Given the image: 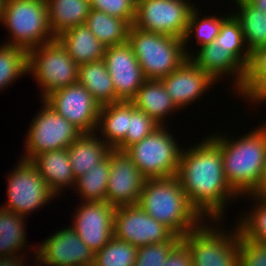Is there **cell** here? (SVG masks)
Here are the masks:
<instances>
[{"instance_id": "cell-1", "label": "cell", "mask_w": 266, "mask_h": 266, "mask_svg": "<svg viewBox=\"0 0 266 266\" xmlns=\"http://www.w3.org/2000/svg\"><path fill=\"white\" fill-rule=\"evenodd\" d=\"M191 147L182 151L176 177L199 214L219 221L227 198L237 196L226 181L221 148L212 136Z\"/></svg>"}, {"instance_id": "cell-2", "label": "cell", "mask_w": 266, "mask_h": 266, "mask_svg": "<svg viewBox=\"0 0 266 266\" xmlns=\"http://www.w3.org/2000/svg\"><path fill=\"white\" fill-rule=\"evenodd\" d=\"M212 138L221 148L227 183L239 196L253 193L266 169V123L235 141L223 135Z\"/></svg>"}, {"instance_id": "cell-3", "label": "cell", "mask_w": 266, "mask_h": 266, "mask_svg": "<svg viewBox=\"0 0 266 266\" xmlns=\"http://www.w3.org/2000/svg\"><path fill=\"white\" fill-rule=\"evenodd\" d=\"M138 205L181 238L197 228L203 220L188 201L176 176L146 179Z\"/></svg>"}, {"instance_id": "cell-4", "label": "cell", "mask_w": 266, "mask_h": 266, "mask_svg": "<svg viewBox=\"0 0 266 266\" xmlns=\"http://www.w3.org/2000/svg\"><path fill=\"white\" fill-rule=\"evenodd\" d=\"M127 42L146 79L160 80L188 59L181 38L143 31L131 25Z\"/></svg>"}, {"instance_id": "cell-5", "label": "cell", "mask_w": 266, "mask_h": 266, "mask_svg": "<svg viewBox=\"0 0 266 266\" xmlns=\"http://www.w3.org/2000/svg\"><path fill=\"white\" fill-rule=\"evenodd\" d=\"M0 22L13 37L6 45L27 52L56 39L48 24L46 0H4Z\"/></svg>"}, {"instance_id": "cell-6", "label": "cell", "mask_w": 266, "mask_h": 266, "mask_svg": "<svg viewBox=\"0 0 266 266\" xmlns=\"http://www.w3.org/2000/svg\"><path fill=\"white\" fill-rule=\"evenodd\" d=\"M164 128L160 125L126 150L146 179L170 178L178 172L183 149Z\"/></svg>"}, {"instance_id": "cell-7", "label": "cell", "mask_w": 266, "mask_h": 266, "mask_svg": "<svg viewBox=\"0 0 266 266\" xmlns=\"http://www.w3.org/2000/svg\"><path fill=\"white\" fill-rule=\"evenodd\" d=\"M27 64L28 73H33L42 86L43 98L56 89L77 82L78 65L57 39L30 49Z\"/></svg>"}, {"instance_id": "cell-8", "label": "cell", "mask_w": 266, "mask_h": 266, "mask_svg": "<svg viewBox=\"0 0 266 266\" xmlns=\"http://www.w3.org/2000/svg\"><path fill=\"white\" fill-rule=\"evenodd\" d=\"M204 225L201 222L182 237L190 251L192 266H239L238 227L232 230L234 233L225 234L222 229Z\"/></svg>"}, {"instance_id": "cell-9", "label": "cell", "mask_w": 266, "mask_h": 266, "mask_svg": "<svg viewBox=\"0 0 266 266\" xmlns=\"http://www.w3.org/2000/svg\"><path fill=\"white\" fill-rule=\"evenodd\" d=\"M37 117L34 118L27 133L25 157L32 160L43 152L68 148L82 132L60 116L45 101Z\"/></svg>"}, {"instance_id": "cell-10", "label": "cell", "mask_w": 266, "mask_h": 266, "mask_svg": "<svg viewBox=\"0 0 266 266\" xmlns=\"http://www.w3.org/2000/svg\"><path fill=\"white\" fill-rule=\"evenodd\" d=\"M194 7L187 0H137L133 26L183 39Z\"/></svg>"}, {"instance_id": "cell-11", "label": "cell", "mask_w": 266, "mask_h": 266, "mask_svg": "<svg viewBox=\"0 0 266 266\" xmlns=\"http://www.w3.org/2000/svg\"><path fill=\"white\" fill-rule=\"evenodd\" d=\"M12 172L8 176L9 201L1 208L26 217L50 199L56 198L31 160L22 159Z\"/></svg>"}, {"instance_id": "cell-12", "label": "cell", "mask_w": 266, "mask_h": 266, "mask_svg": "<svg viewBox=\"0 0 266 266\" xmlns=\"http://www.w3.org/2000/svg\"><path fill=\"white\" fill-rule=\"evenodd\" d=\"M43 101L82 133L96 132L101 104L80 83L56 89Z\"/></svg>"}, {"instance_id": "cell-13", "label": "cell", "mask_w": 266, "mask_h": 266, "mask_svg": "<svg viewBox=\"0 0 266 266\" xmlns=\"http://www.w3.org/2000/svg\"><path fill=\"white\" fill-rule=\"evenodd\" d=\"M114 237L141 247L168 241L174 233L149 216L138 204L115 208Z\"/></svg>"}, {"instance_id": "cell-14", "label": "cell", "mask_w": 266, "mask_h": 266, "mask_svg": "<svg viewBox=\"0 0 266 266\" xmlns=\"http://www.w3.org/2000/svg\"><path fill=\"white\" fill-rule=\"evenodd\" d=\"M106 201L112 206L137 205L146 178L126 151L111 148Z\"/></svg>"}, {"instance_id": "cell-15", "label": "cell", "mask_w": 266, "mask_h": 266, "mask_svg": "<svg viewBox=\"0 0 266 266\" xmlns=\"http://www.w3.org/2000/svg\"><path fill=\"white\" fill-rule=\"evenodd\" d=\"M114 214L115 207L107 201H85L71 228L95 254L114 237Z\"/></svg>"}, {"instance_id": "cell-16", "label": "cell", "mask_w": 266, "mask_h": 266, "mask_svg": "<svg viewBox=\"0 0 266 266\" xmlns=\"http://www.w3.org/2000/svg\"><path fill=\"white\" fill-rule=\"evenodd\" d=\"M34 252L40 266H92L94 252L67 227L47 238Z\"/></svg>"}, {"instance_id": "cell-17", "label": "cell", "mask_w": 266, "mask_h": 266, "mask_svg": "<svg viewBox=\"0 0 266 266\" xmlns=\"http://www.w3.org/2000/svg\"><path fill=\"white\" fill-rule=\"evenodd\" d=\"M103 61L112 78L116 97L120 101H131L146 78L130 44L106 47Z\"/></svg>"}, {"instance_id": "cell-18", "label": "cell", "mask_w": 266, "mask_h": 266, "mask_svg": "<svg viewBox=\"0 0 266 266\" xmlns=\"http://www.w3.org/2000/svg\"><path fill=\"white\" fill-rule=\"evenodd\" d=\"M175 105L187 106L216 81L206 72L198 68L189 58L175 71L160 79Z\"/></svg>"}, {"instance_id": "cell-19", "label": "cell", "mask_w": 266, "mask_h": 266, "mask_svg": "<svg viewBox=\"0 0 266 266\" xmlns=\"http://www.w3.org/2000/svg\"><path fill=\"white\" fill-rule=\"evenodd\" d=\"M198 56L189 59L215 81L221 75H235V84L239 91L244 84L246 67L228 50L218 45L216 40L199 48ZM195 57V58H194ZM230 73V74H229ZM233 73V74H232Z\"/></svg>"}, {"instance_id": "cell-20", "label": "cell", "mask_w": 266, "mask_h": 266, "mask_svg": "<svg viewBox=\"0 0 266 266\" xmlns=\"http://www.w3.org/2000/svg\"><path fill=\"white\" fill-rule=\"evenodd\" d=\"M31 161L36 165L39 175L56 196L60 190L64 189L63 186L72 187L75 185L76 179L72 172L67 148L40 153Z\"/></svg>"}, {"instance_id": "cell-21", "label": "cell", "mask_w": 266, "mask_h": 266, "mask_svg": "<svg viewBox=\"0 0 266 266\" xmlns=\"http://www.w3.org/2000/svg\"><path fill=\"white\" fill-rule=\"evenodd\" d=\"M56 39L78 66L102 60L104 57L106 46L95 37L86 24L66 30Z\"/></svg>"}, {"instance_id": "cell-22", "label": "cell", "mask_w": 266, "mask_h": 266, "mask_svg": "<svg viewBox=\"0 0 266 266\" xmlns=\"http://www.w3.org/2000/svg\"><path fill=\"white\" fill-rule=\"evenodd\" d=\"M102 140L94 132L82 133L67 148L75 179L96 167L108 156L111 148Z\"/></svg>"}, {"instance_id": "cell-23", "label": "cell", "mask_w": 266, "mask_h": 266, "mask_svg": "<svg viewBox=\"0 0 266 266\" xmlns=\"http://www.w3.org/2000/svg\"><path fill=\"white\" fill-rule=\"evenodd\" d=\"M131 102L136 109L145 112L160 125H164L163 118L169 112L179 109L170 98L162 81L156 79H146Z\"/></svg>"}, {"instance_id": "cell-24", "label": "cell", "mask_w": 266, "mask_h": 266, "mask_svg": "<svg viewBox=\"0 0 266 266\" xmlns=\"http://www.w3.org/2000/svg\"><path fill=\"white\" fill-rule=\"evenodd\" d=\"M48 24L56 38L74 26L85 24L91 10L90 0H46Z\"/></svg>"}, {"instance_id": "cell-25", "label": "cell", "mask_w": 266, "mask_h": 266, "mask_svg": "<svg viewBox=\"0 0 266 266\" xmlns=\"http://www.w3.org/2000/svg\"><path fill=\"white\" fill-rule=\"evenodd\" d=\"M77 82L101 105L120 102L103 59L78 66Z\"/></svg>"}, {"instance_id": "cell-26", "label": "cell", "mask_w": 266, "mask_h": 266, "mask_svg": "<svg viewBox=\"0 0 266 266\" xmlns=\"http://www.w3.org/2000/svg\"><path fill=\"white\" fill-rule=\"evenodd\" d=\"M129 125V101H120L101 105L96 130L106 137L103 141L116 148L126 137ZM101 128V129H100Z\"/></svg>"}, {"instance_id": "cell-27", "label": "cell", "mask_w": 266, "mask_h": 266, "mask_svg": "<svg viewBox=\"0 0 266 266\" xmlns=\"http://www.w3.org/2000/svg\"><path fill=\"white\" fill-rule=\"evenodd\" d=\"M85 24L106 47L128 41L131 25L121 18L91 8Z\"/></svg>"}, {"instance_id": "cell-28", "label": "cell", "mask_w": 266, "mask_h": 266, "mask_svg": "<svg viewBox=\"0 0 266 266\" xmlns=\"http://www.w3.org/2000/svg\"><path fill=\"white\" fill-rule=\"evenodd\" d=\"M239 13L234 14L239 21L245 49L251 54L256 49L266 45V13L255 8L247 0H235Z\"/></svg>"}, {"instance_id": "cell-29", "label": "cell", "mask_w": 266, "mask_h": 266, "mask_svg": "<svg viewBox=\"0 0 266 266\" xmlns=\"http://www.w3.org/2000/svg\"><path fill=\"white\" fill-rule=\"evenodd\" d=\"M238 93L252 102H266V45L251 53L244 84Z\"/></svg>"}, {"instance_id": "cell-30", "label": "cell", "mask_w": 266, "mask_h": 266, "mask_svg": "<svg viewBox=\"0 0 266 266\" xmlns=\"http://www.w3.org/2000/svg\"><path fill=\"white\" fill-rule=\"evenodd\" d=\"M24 219L21 215L0 208V257L17 255L18 250L25 246Z\"/></svg>"}, {"instance_id": "cell-31", "label": "cell", "mask_w": 266, "mask_h": 266, "mask_svg": "<svg viewBox=\"0 0 266 266\" xmlns=\"http://www.w3.org/2000/svg\"><path fill=\"white\" fill-rule=\"evenodd\" d=\"M110 175V157L107 156L96 167L76 178L75 186L82 198L89 201H106L107 184Z\"/></svg>"}, {"instance_id": "cell-32", "label": "cell", "mask_w": 266, "mask_h": 266, "mask_svg": "<svg viewBox=\"0 0 266 266\" xmlns=\"http://www.w3.org/2000/svg\"><path fill=\"white\" fill-rule=\"evenodd\" d=\"M28 74L27 51L20 47H0V90L21 75Z\"/></svg>"}, {"instance_id": "cell-33", "label": "cell", "mask_w": 266, "mask_h": 266, "mask_svg": "<svg viewBox=\"0 0 266 266\" xmlns=\"http://www.w3.org/2000/svg\"><path fill=\"white\" fill-rule=\"evenodd\" d=\"M137 247L113 237L94 255L92 266H134Z\"/></svg>"}, {"instance_id": "cell-34", "label": "cell", "mask_w": 266, "mask_h": 266, "mask_svg": "<svg viewBox=\"0 0 266 266\" xmlns=\"http://www.w3.org/2000/svg\"><path fill=\"white\" fill-rule=\"evenodd\" d=\"M215 40L218 45L228 49L246 68L248 67L251 54L247 50H243V43L245 42L242 29L234 15H227V18L220 26L219 34Z\"/></svg>"}, {"instance_id": "cell-35", "label": "cell", "mask_w": 266, "mask_h": 266, "mask_svg": "<svg viewBox=\"0 0 266 266\" xmlns=\"http://www.w3.org/2000/svg\"><path fill=\"white\" fill-rule=\"evenodd\" d=\"M198 11L196 8H194L190 14L189 21L187 24L186 33L183 37V44L185 53L188 56V58L191 56V54L187 53V48L185 44H187V41H189V38L192 36L191 34H196L195 37L198 38V41L200 46H204L206 44H210L212 41L216 39V37L219 34L220 26L222 22L227 18L224 16V18H217L214 16H207L200 20L198 18ZM196 28V29H195ZM195 30V32H194Z\"/></svg>"}, {"instance_id": "cell-36", "label": "cell", "mask_w": 266, "mask_h": 266, "mask_svg": "<svg viewBox=\"0 0 266 266\" xmlns=\"http://www.w3.org/2000/svg\"><path fill=\"white\" fill-rule=\"evenodd\" d=\"M257 200V208L249 214L245 215V218L241 217L238 227L239 234L247 239L256 243L264 244L266 242V200L263 198L256 197L252 193L248 194Z\"/></svg>"}, {"instance_id": "cell-37", "label": "cell", "mask_w": 266, "mask_h": 266, "mask_svg": "<svg viewBox=\"0 0 266 266\" xmlns=\"http://www.w3.org/2000/svg\"><path fill=\"white\" fill-rule=\"evenodd\" d=\"M158 124L153 118L145 112L135 108L129 101V125L125 139L116 147L118 150L126 151L130 146L138 143L143 138L156 130Z\"/></svg>"}, {"instance_id": "cell-38", "label": "cell", "mask_w": 266, "mask_h": 266, "mask_svg": "<svg viewBox=\"0 0 266 266\" xmlns=\"http://www.w3.org/2000/svg\"><path fill=\"white\" fill-rule=\"evenodd\" d=\"M182 241L173 235L168 241L138 247L134 266H164L171 251Z\"/></svg>"}, {"instance_id": "cell-39", "label": "cell", "mask_w": 266, "mask_h": 266, "mask_svg": "<svg viewBox=\"0 0 266 266\" xmlns=\"http://www.w3.org/2000/svg\"><path fill=\"white\" fill-rule=\"evenodd\" d=\"M137 0H90L92 9L126 20L133 25Z\"/></svg>"}, {"instance_id": "cell-40", "label": "cell", "mask_w": 266, "mask_h": 266, "mask_svg": "<svg viewBox=\"0 0 266 266\" xmlns=\"http://www.w3.org/2000/svg\"><path fill=\"white\" fill-rule=\"evenodd\" d=\"M239 266H266V245L238 236Z\"/></svg>"}, {"instance_id": "cell-41", "label": "cell", "mask_w": 266, "mask_h": 266, "mask_svg": "<svg viewBox=\"0 0 266 266\" xmlns=\"http://www.w3.org/2000/svg\"><path fill=\"white\" fill-rule=\"evenodd\" d=\"M164 266H192L190 251L182 241L171 251Z\"/></svg>"}, {"instance_id": "cell-42", "label": "cell", "mask_w": 266, "mask_h": 266, "mask_svg": "<svg viewBox=\"0 0 266 266\" xmlns=\"http://www.w3.org/2000/svg\"><path fill=\"white\" fill-rule=\"evenodd\" d=\"M22 263L24 262L18 258V255L0 257V266H24Z\"/></svg>"}, {"instance_id": "cell-43", "label": "cell", "mask_w": 266, "mask_h": 266, "mask_svg": "<svg viewBox=\"0 0 266 266\" xmlns=\"http://www.w3.org/2000/svg\"><path fill=\"white\" fill-rule=\"evenodd\" d=\"M252 194L255 195L256 197L263 198L266 200V169L263 173V177L261 179L259 186Z\"/></svg>"}, {"instance_id": "cell-44", "label": "cell", "mask_w": 266, "mask_h": 266, "mask_svg": "<svg viewBox=\"0 0 266 266\" xmlns=\"http://www.w3.org/2000/svg\"><path fill=\"white\" fill-rule=\"evenodd\" d=\"M251 5L255 8L261 10L266 13V0H247Z\"/></svg>"}, {"instance_id": "cell-45", "label": "cell", "mask_w": 266, "mask_h": 266, "mask_svg": "<svg viewBox=\"0 0 266 266\" xmlns=\"http://www.w3.org/2000/svg\"><path fill=\"white\" fill-rule=\"evenodd\" d=\"M4 0H0V21L2 16V9H3Z\"/></svg>"}]
</instances>
